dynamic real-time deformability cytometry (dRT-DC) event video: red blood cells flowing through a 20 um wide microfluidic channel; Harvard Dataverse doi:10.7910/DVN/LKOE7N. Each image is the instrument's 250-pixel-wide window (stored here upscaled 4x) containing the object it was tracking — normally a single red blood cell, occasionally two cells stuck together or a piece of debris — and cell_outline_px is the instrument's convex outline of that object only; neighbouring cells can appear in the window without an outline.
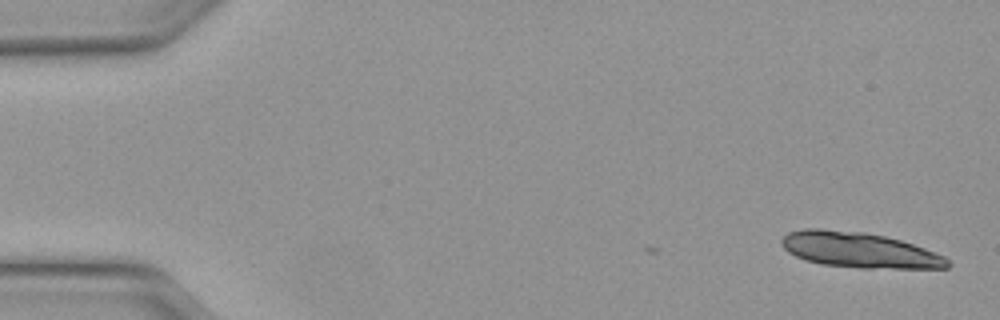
{"species": "Egyptian fruit bat (a non-hibernating species)", "species_latin": "Rousettus aegyptiacus", "temperature_condition": "warm", "stored_images_in_passage": 2, "camera_frame_rate_fps": 3000, "um_per_image_px": 0.085, "animal": {"sex": "female"}, "frame": {"image": 1, "passage_image": 2, "time_ms": 0.333, "image_size_px": [1000, 320], "cell_outline_px": [[952, 264], [948, 268], [860, 268], [820, 264], [804, 260], [788, 252], [780, 244], [780, 240], [788, 232], [804, 228], [820, 228], [864, 232], [884, 236], [900, 240], [924, 248], [944, 256]], "centroid_in_image_um": [73.0, 21.25], "position_along_channel_um": 12.0, "area_um2": 34.39}}